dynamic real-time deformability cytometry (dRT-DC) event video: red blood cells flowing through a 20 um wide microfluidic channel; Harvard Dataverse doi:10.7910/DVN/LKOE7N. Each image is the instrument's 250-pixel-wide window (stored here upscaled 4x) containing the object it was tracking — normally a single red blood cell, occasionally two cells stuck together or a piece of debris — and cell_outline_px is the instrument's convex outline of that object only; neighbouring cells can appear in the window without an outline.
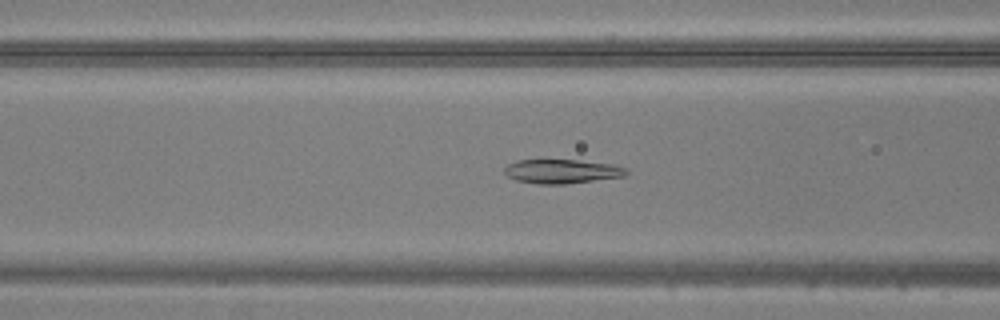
{"species": "common noctule bat (a hibernating species)", "species_latin": "Nyctalus noctula", "temperature_condition": "warm", "stored_images_in_passage": 49, "camera_frame_rate_fps": 3000, "um_per_image_px": 0.085, "animal": {"sex": "male", "body_mass_g": 20.5, "forearm_length_mm": 52.5}, "frame": {"image": 1, "passage_image": 19, "time_ms": 6.0, "image_size_px": [1000, 320], "cell_outline_px": [[628, 172], [624, 176], [564, 184], [536, 184], [516, 180], [508, 176], [504, 172], [504, 168], [508, 164], [520, 160], [576, 160], [616, 164], [628, 168]], "centroid_in_image_um": [47.79, 14.56], "position_along_channel_um": 118.8, "area_um2": 17.11}}
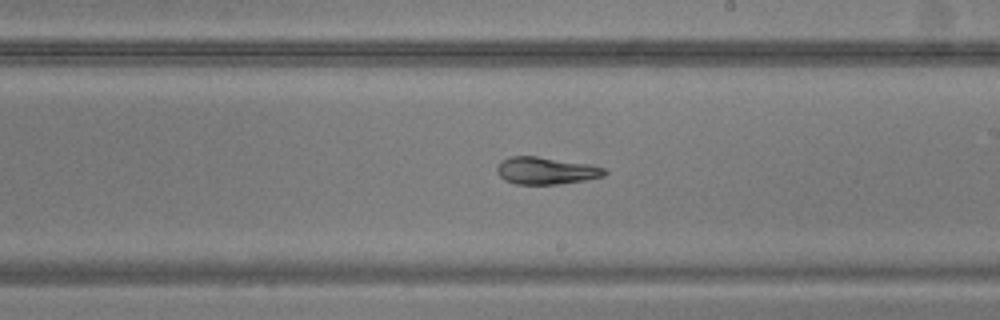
{"frame": {"image": 2, "passage_image": 28, "time_ms": 9.0, "image_size_px": [1000, 320], "cell_outline_px": [[608, 172], [604, 176], [584, 180], [556, 184], [516, 184], [504, 180], [496, 172], [496, 168], [500, 160], [512, 156], [536, 156], [588, 164], [604, 168]], "centroid_in_image_um": [46.37, 14.5], "position_along_channel_um": 242.6, "area_um2": 16.99}}
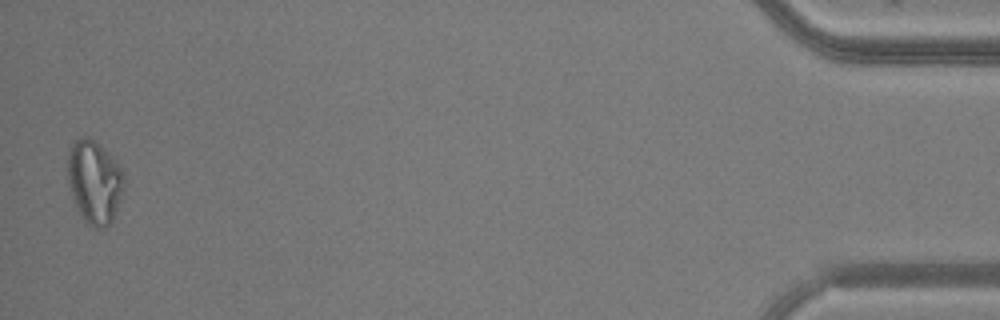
{"frame": {"image": 3, "passage_image": 48, "time_ms": 15.667, "image_size_px": [1000, 320], "cell_outline_px": [[124, 184], [112, 220], [104, 228], [92, 228], [84, 224], [72, 196], [68, 180], [68, 152], [72, 144], [80, 136], [88, 136], [104, 148], [120, 164], [124, 172]], "centroid_in_image_um": [8.02, 15.45], "position_along_channel_um": 427.2, "area_um2": 27.4}}